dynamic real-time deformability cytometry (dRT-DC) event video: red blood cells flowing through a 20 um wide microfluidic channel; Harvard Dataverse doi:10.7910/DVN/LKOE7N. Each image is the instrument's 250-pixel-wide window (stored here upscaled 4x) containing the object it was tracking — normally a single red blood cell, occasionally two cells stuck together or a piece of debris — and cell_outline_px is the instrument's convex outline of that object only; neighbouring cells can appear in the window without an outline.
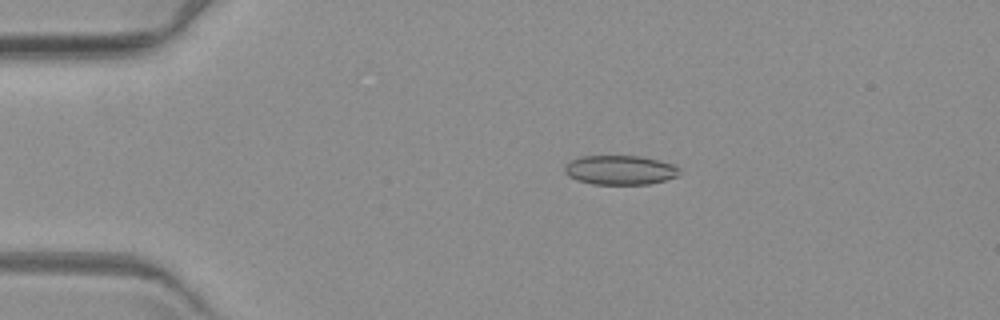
{"species": "common noctule bat (a hibernating species)", "species_latin": "Nyctalus noctula", "temperature_condition": "warm", "stored_images_in_passage": 6, "camera_frame_rate_fps": 3000, "um_per_image_px": 0.085, "animal": {"sex": "female", "body_mass_g": 19.3, "forearm_length_mm": 54.1}, "frame": {"image": 1, "passage_image": 3, "time_ms": 2.333, "image_size_px": [1000, 320], "cell_outline_px": [[680, 172], [676, 176], [664, 180], [648, 184], [592, 184], [576, 180], [568, 176], [564, 172], [564, 164], [580, 156], [640, 156], [672, 164], [680, 168]], "centroid_in_image_um": [52.65, 14.45], "position_along_channel_um": 32.3, "area_um2": 19.59}}
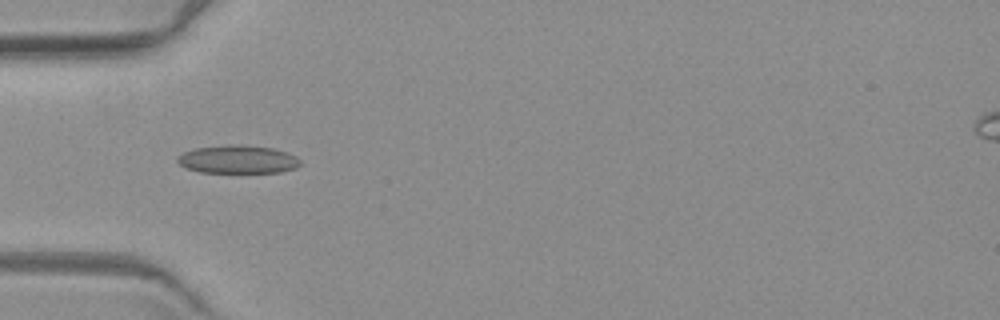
{"frame": {"image": 2, "passage_image": 5, "time_ms": 4.667, "image_size_px": [1000, 320], "cell_outline_px": [[304, 164], [296, 168], [280, 172], [200, 172], [184, 168], [176, 160], [184, 152], [196, 148], [232, 144], [240, 144], [272, 148], [296, 156]], "centroid_in_image_um": [20.24, 13.55], "position_along_channel_um": 64.8, "area_um2": 20.11}}
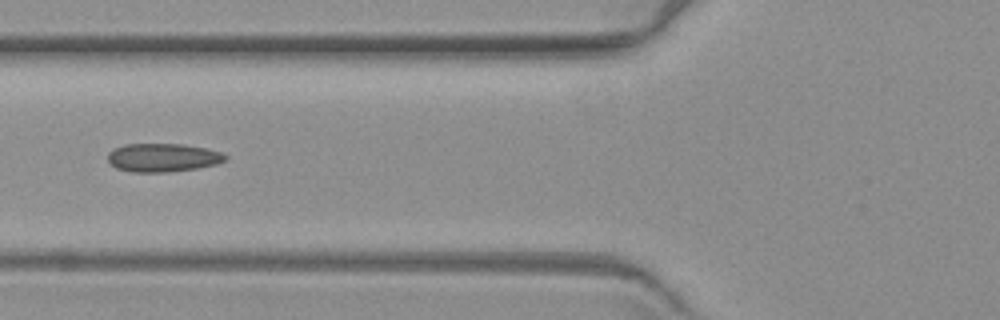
{"frame": {"image": 3, "passage_image": 6, "time_ms": 6.0, "image_size_px": [1000, 320], "cell_outline_px": [[228, 156], [224, 160], [216, 164], [196, 168], [168, 172], [132, 172], [116, 168], [108, 160], [108, 152], [112, 148], [124, 144], [184, 144], [208, 148], [224, 152]], "centroid_in_image_um": [13.84, 13.38], "position_along_channel_um": 112.0, "area_um2": 19.65}}